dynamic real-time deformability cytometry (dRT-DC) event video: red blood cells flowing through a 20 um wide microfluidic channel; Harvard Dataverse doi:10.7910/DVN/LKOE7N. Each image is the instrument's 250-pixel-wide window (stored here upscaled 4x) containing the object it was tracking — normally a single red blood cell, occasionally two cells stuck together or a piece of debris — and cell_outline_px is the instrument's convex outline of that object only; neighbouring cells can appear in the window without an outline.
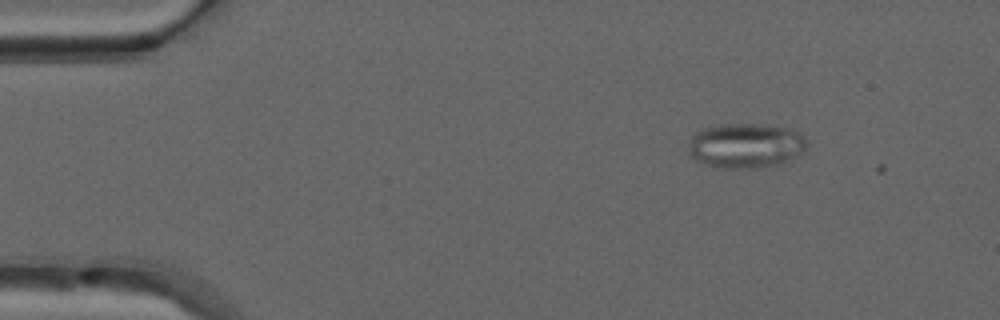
{"species": "common noctule bat (a hibernating species)", "species_latin": "Nyctalus noctula", "temperature_condition": "warm", "stored_images_in_passage": 6, "camera_frame_rate_fps": 3000, "um_per_image_px": 0.085, "animal": {"sex": "male", "forearm_length_mm": 52.5}, "frame": {"image": 1, "passage_image": 5, "time_ms": 1.333, "image_size_px": [1000, 320], "cell_outline_px": [[808, 144], [804, 152], [800, 156], [780, 164], [752, 168], [712, 168], [696, 160], [688, 152], [688, 144], [692, 136], [696, 132], [704, 128], [724, 124], [760, 124], [792, 128], [800, 132], [808, 140]], "centroid_in_image_um": [63.43, 12.38], "position_along_channel_um": 21.6, "area_um2": 31.56}}